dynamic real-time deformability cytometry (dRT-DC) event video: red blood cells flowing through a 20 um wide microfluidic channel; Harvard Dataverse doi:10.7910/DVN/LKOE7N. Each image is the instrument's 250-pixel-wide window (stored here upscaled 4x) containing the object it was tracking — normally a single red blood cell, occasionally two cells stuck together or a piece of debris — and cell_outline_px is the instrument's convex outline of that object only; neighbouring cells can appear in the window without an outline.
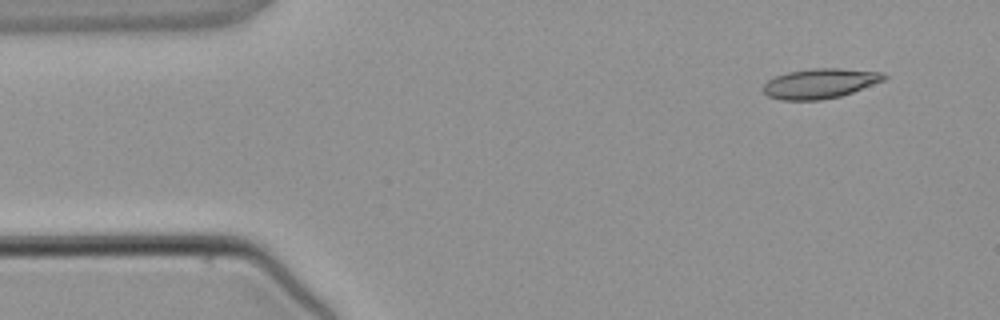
{"species": "common noctule bat (a hibernating species)", "species_latin": "Nyctalus noctula", "temperature_condition": "warm", "stored_images_in_passage": 3, "camera_frame_rate_fps": 3000, "um_per_image_px": 0.085, "animal": {"sex": "male", "body_mass_g": 21.5, "forearm_length_mm": 52.0}, "frame": {"image": 1, "passage_image": 1, "time_ms": 0.0, "image_size_px": [1000, 320], "cell_outline_px": [[888, 76], [884, 80], [852, 92], [840, 96], [820, 100], [780, 100], [768, 96], [764, 92], [764, 84], [768, 80], [776, 76], [788, 72], [812, 68], [840, 68], [880, 72]], "centroid_in_image_um": [69.68, 7.09], "position_along_channel_um": 15.3, "area_um2": 20.87}}
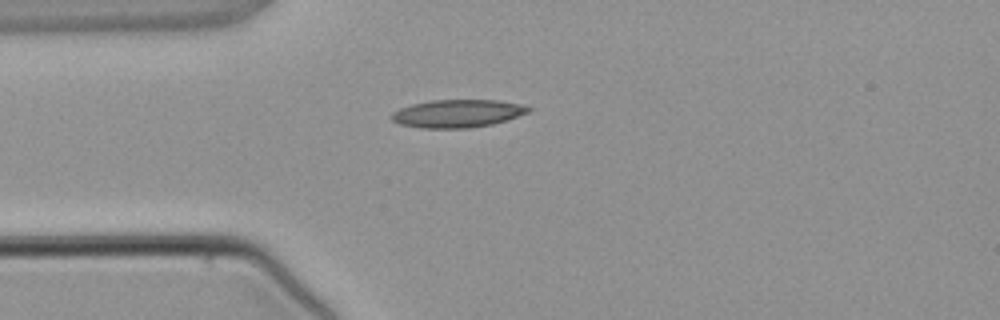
{"frame": {"image": 2, "passage_image": 3, "time_ms": 2.333, "image_size_px": [1000, 320], "cell_outline_px": [[532, 108], [528, 112], [492, 124], [468, 128], [420, 128], [400, 124], [392, 120], [392, 112], [400, 108], [412, 104], [432, 100], [496, 100], [520, 104]], "centroid_in_image_um": [38.85, 9.64], "position_along_channel_um": 46.2, "area_um2": 21.96}}